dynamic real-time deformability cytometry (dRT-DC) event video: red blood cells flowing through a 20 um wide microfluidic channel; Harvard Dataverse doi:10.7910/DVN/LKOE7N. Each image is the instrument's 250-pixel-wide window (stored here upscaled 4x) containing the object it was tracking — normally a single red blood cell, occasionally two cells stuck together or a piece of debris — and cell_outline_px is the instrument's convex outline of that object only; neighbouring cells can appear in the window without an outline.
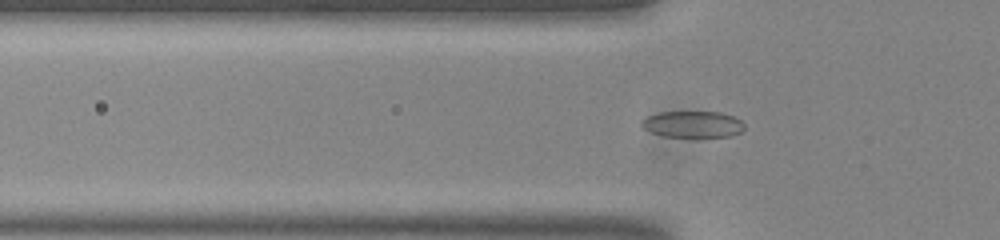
{"species": "common noctule bat (a hibernating species)", "species_latin": "Nyctalus noctula", "temperature_condition": "room temperature", "stored_images_in_passage": 54, "camera_frame_rate_fps": 3000, "um_per_image_px": 0.085, "animal": {"sex": "male", "body_mass_g": 20.0, "forearm_length_mm": 53.3}, "frame": {"image": 1, "passage_image": 17, "time_ms": 5.333, "image_size_px": [1000, 240], "cell_outline_px": [[744, 128], [740, 132], [732, 136], [664, 136], [652, 132], [644, 128], [640, 124], [648, 116], [660, 112], [720, 112], [732, 116], [740, 120], [744, 124]], "centroid_in_image_um": [58.9, 10.55], "position_along_channel_um": 66.9, "area_um2": 15.49}}
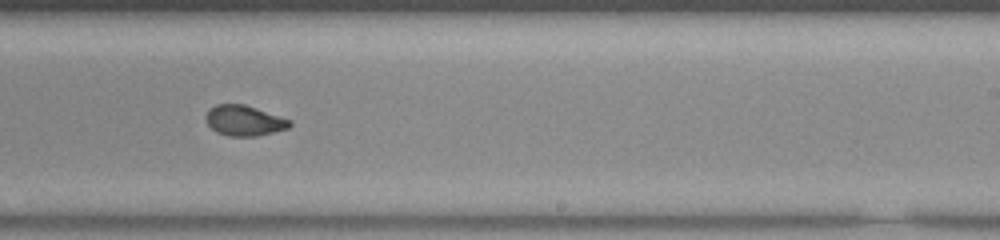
{"frame": {"image": 2, "passage_image": 33, "time_ms": 10.667, "image_size_px": [1000, 240], "cell_outline_px": [[292, 124], [288, 128], [256, 136], [228, 136], [216, 132], [208, 124], [204, 116], [216, 104], [244, 104], [292, 120]], "centroid_in_image_um": [20.76, 10.25], "position_along_channel_um": 268.2, "area_um2": 14.74}}
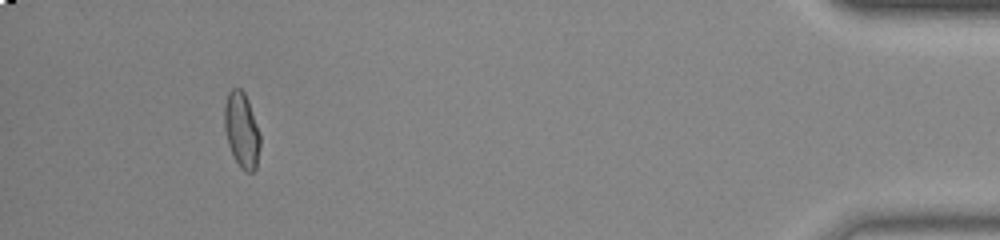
{"frame": {"image": 3, "passage_image": 50, "time_ms": 16.333, "image_size_px": [1000, 240], "cell_outline_px": [[260, 144], [256, 168], [252, 172], [244, 172], [240, 168], [228, 144], [224, 128], [224, 104], [228, 92], [232, 88], [240, 88], [244, 92], [248, 100], [260, 136]], "centroid_in_image_um": [20.53, 11.05], "position_along_channel_um": 414.7, "area_um2": 15.61}, "authors_computed_cell_mechanics": {"area_um2": 15.2592, "velocity_mm_per_s": 3.7775, "shape_relaxation_time_tau1_ms": 6.9489, "shape_relaxation_time_tau2_ms": 1.1185, "deformation_change_tau1": 0.186, "deformation_change_tau2": 0.0595}}